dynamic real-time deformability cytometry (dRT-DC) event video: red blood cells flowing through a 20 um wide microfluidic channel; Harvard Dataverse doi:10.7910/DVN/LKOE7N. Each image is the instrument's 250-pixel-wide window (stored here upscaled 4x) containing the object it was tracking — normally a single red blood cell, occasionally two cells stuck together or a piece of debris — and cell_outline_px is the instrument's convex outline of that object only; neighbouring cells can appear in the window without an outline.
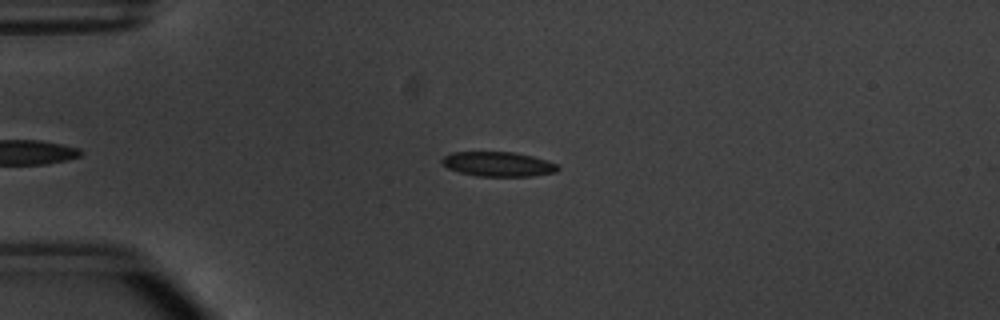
{"species": "common noctule bat (a hibernating species)", "species_latin": "Nyctalus noctula", "temperature_condition": "warm", "stored_images_in_passage": 39, "camera_frame_rate_fps": 3000, "um_per_image_px": 0.085, "animal": {"sex": "male", "body_mass_g": 20.1, "forearm_length_mm": 53.5}, "frame": {"image": 1, "passage_image": 4, "time_ms": 1.0, "image_size_px": [1000, 320], "cell_outline_px": [[560, 168], [556, 172], [532, 176], [476, 176], [460, 172], [448, 168], [440, 164], [440, 160], [444, 156], [452, 152], [516, 152], [548, 160], [556, 164]], "centroid_in_image_um": [42.33, 13.95], "position_along_channel_um": 42.7, "area_um2": 16.76}}
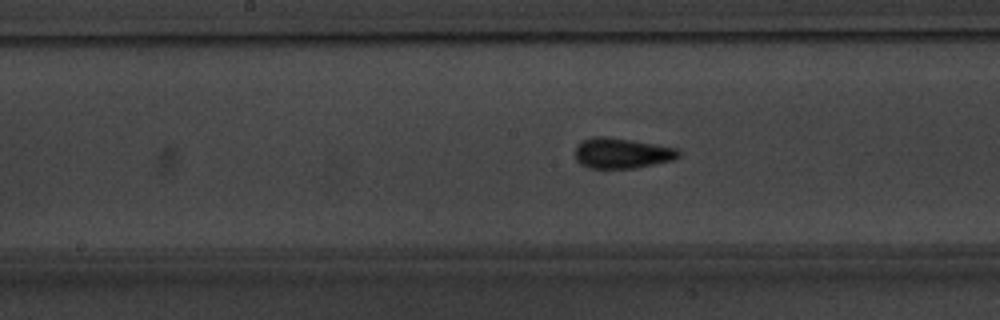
{"frame": {"image": 2, "passage_image": 18, "time_ms": 5.667, "image_size_px": [1000, 320], "cell_outline_px": [[680, 156], [672, 160], [636, 168], [588, 168], [580, 164], [576, 160], [576, 144], [592, 136], [608, 136], [632, 140], [676, 148], [680, 152]], "centroid_in_image_um": [52.83, 13.01], "position_along_channel_um": 195.4, "area_um2": 18.38}}
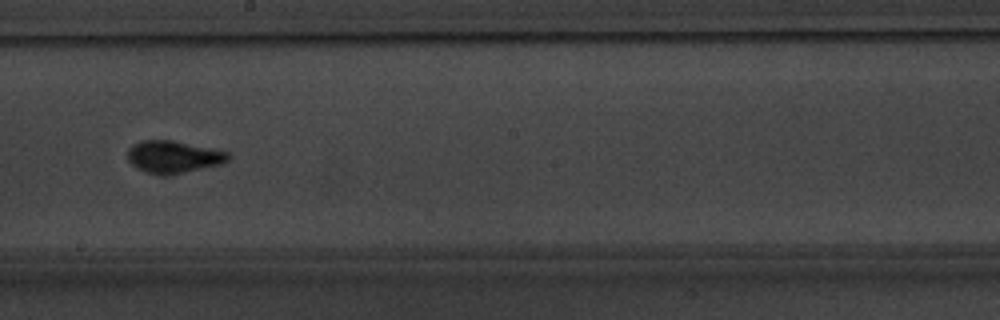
{"frame": {"image": 3, "passage_image": 21, "time_ms": 6.667, "image_size_px": [1000, 320], "cell_outline_px": [[232, 156], [224, 164], [184, 172], [148, 172], [136, 168], [128, 160], [128, 148], [132, 144], [140, 140], [172, 140], [212, 148], [228, 152]], "centroid_in_image_um": [14.78, 13.29], "position_along_channel_um": 233.4, "area_um2": 18.55}, "authors_computed_cell_mechanics": {"area_um2": 16.762, "velocity_mm_per_s": 3.8274, "shape_relaxation_time_tau1_ms": 2.9894, "shape_relaxation_time_tau2_ms": 0.9095, "deformation_change_tau1": 0.1341, "deformation_change_tau2": 0.0585}}